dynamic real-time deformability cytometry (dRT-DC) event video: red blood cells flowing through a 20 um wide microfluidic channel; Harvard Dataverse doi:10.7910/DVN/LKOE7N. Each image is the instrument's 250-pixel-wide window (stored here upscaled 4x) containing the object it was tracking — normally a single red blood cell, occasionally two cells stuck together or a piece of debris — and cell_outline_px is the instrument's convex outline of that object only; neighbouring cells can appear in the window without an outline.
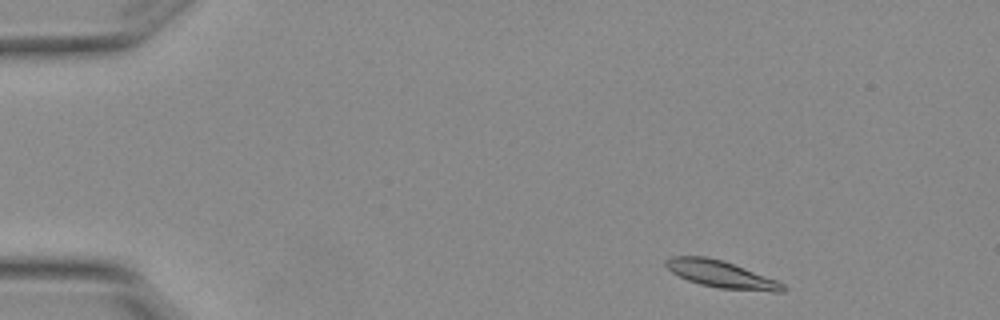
{"species": "Egyptian fruit bat (a non-hibernating species)", "species_latin": "Rousettus aegyptiacus", "temperature_condition": "warm", "stored_images_in_passage": 4, "camera_frame_rate_fps": 3000, "um_per_image_px": 0.085, "animal": {"sex": "female"}, "frame": {"image": 1, "passage_image": 1, "time_ms": 0.0, "image_size_px": [1000, 320], "cell_outline_px": [[788, 288], [784, 292], [772, 292], [720, 288], [700, 284], [688, 280], [672, 272], [664, 264], [664, 260], [672, 256], [704, 256], [724, 260], [776, 280], [784, 284]], "centroid_in_image_um": [61.32, 23.31], "position_along_channel_um": 23.7, "area_um2": 18.44}}
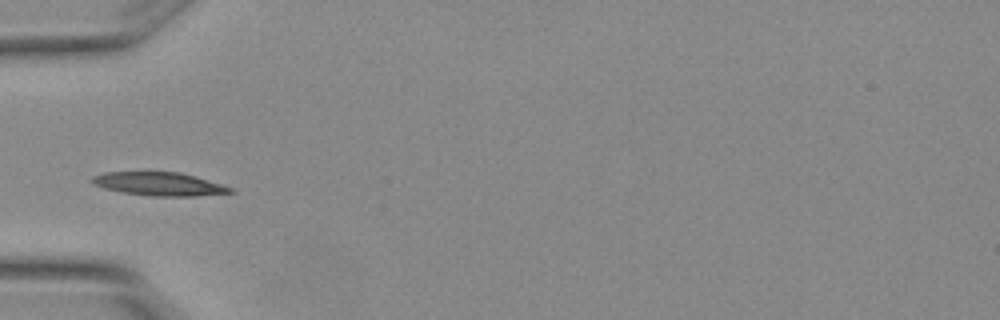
{"frame": {"image": 2, "passage_image": 4, "time_ms": 1.0, "image_size_px": [1000, 320], "cell_outline_px": [[236, 192], [196, 196], [152, 196], [120, 192], [104, 188], [92, 184], [88, 180], [92, 176], [104, 172], [180, 172], [196, 176], [232, 188]], "centroid_in_image_um": [13.48, 15.63], "position_along_channel_um": 71.5, "area_um2": 18.96}}